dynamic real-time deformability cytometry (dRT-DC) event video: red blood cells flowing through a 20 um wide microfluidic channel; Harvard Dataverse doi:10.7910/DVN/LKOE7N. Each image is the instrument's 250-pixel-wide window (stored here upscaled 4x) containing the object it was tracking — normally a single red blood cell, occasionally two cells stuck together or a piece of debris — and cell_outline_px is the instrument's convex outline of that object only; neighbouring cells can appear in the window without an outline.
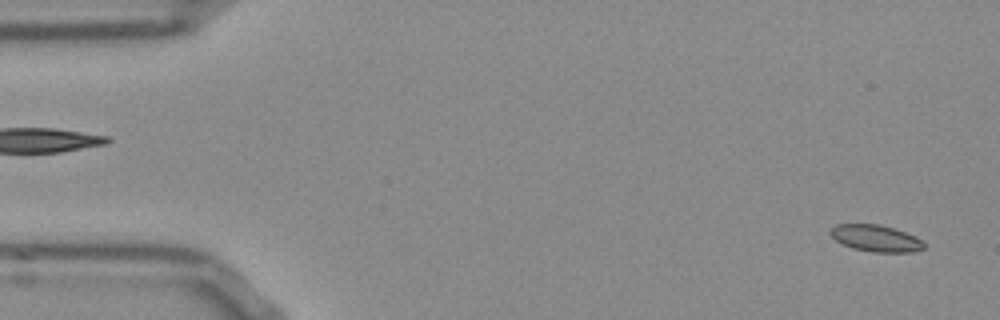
{"species": "Egyptian fruit bat (a non-hibernating species)", "species_latin": "Rousettus aegyptiacus", "temperature_condition": "room temperature", "stored_images_in_passage": 53, "camera_frame_rate_fps": 3000, "um_per_image_px": 0.085, "frame": {"image": 1, "passage_image": 2, "time_ms": 0.333, "image_size_px": [1000, 320], "cell_outline_px": [[924, 248], [912, 252], [872, 252], [852, 248], [836, 240], [828, 232], [836, 224], [880, 224], [916, 236], [924, 244]], "centroid_in_image_um": [74.43, 20.25], "position_along_channel_um": 10.6, "area_um2": 14.39}}
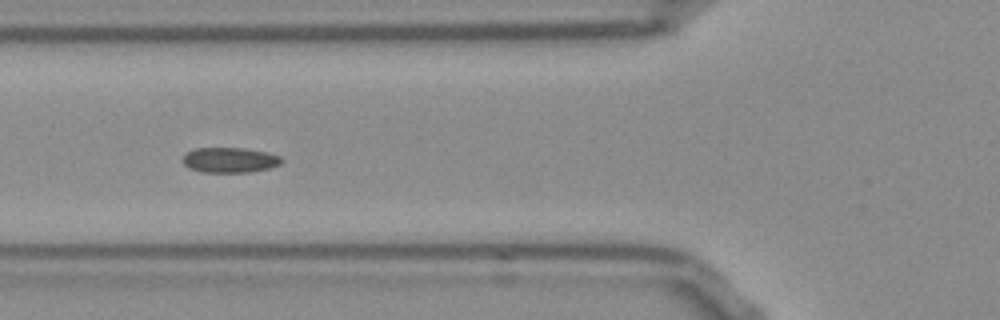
{"frame": {"image": 2, "passage_image": 19, "time_ms": 6.0, "image_size_px": [1000, 320], "cell_outline_px": [[284, 160], [280, 164], [268, 168], [248, 172], [200, 172], [188, 168], [180, 160], [188, 152], [196, 148], [244, 148], [268, 152], [280, 156]], "centroid_in_image_um": [19.52, 13.6], "position_along_channel_um": 106.3, "area_um2": 14.57}}
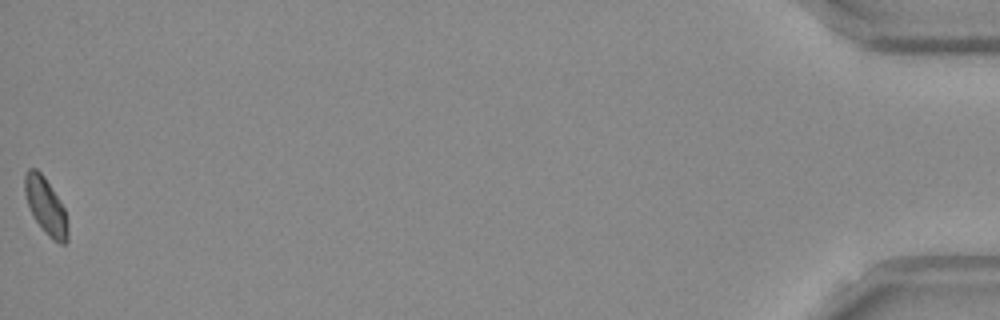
{"frame": {"image": 3, "passage_image": 53, "time_ms": 17.333, "image_size_px": [1000, 320], "cell_outline_px": [[68, 240], [64, 244], [60, 244], [52, 240], [48, 236], [36, 220], [28, 204], [24, 192], [24, 176], [28, 168], [36, 168], [44, 176], [64, 208], [68, 232]], "centroid_in_image_um": [3.88, 17.51], "position_along_channel_um": 431.3, "area_um2": 13.93}, "authors_computed_cell_mechanics": {"area_um2": 14.6234, "velocity_mm_per_s": 3.7823, "shape_relaxation_time_tau1_ms": 8.4286, "shape_relaxation_time_tau2_ms": 4.7501, "deformation_change_tau1": 0.1087, "deformation_change_tau2": 0.0567}}